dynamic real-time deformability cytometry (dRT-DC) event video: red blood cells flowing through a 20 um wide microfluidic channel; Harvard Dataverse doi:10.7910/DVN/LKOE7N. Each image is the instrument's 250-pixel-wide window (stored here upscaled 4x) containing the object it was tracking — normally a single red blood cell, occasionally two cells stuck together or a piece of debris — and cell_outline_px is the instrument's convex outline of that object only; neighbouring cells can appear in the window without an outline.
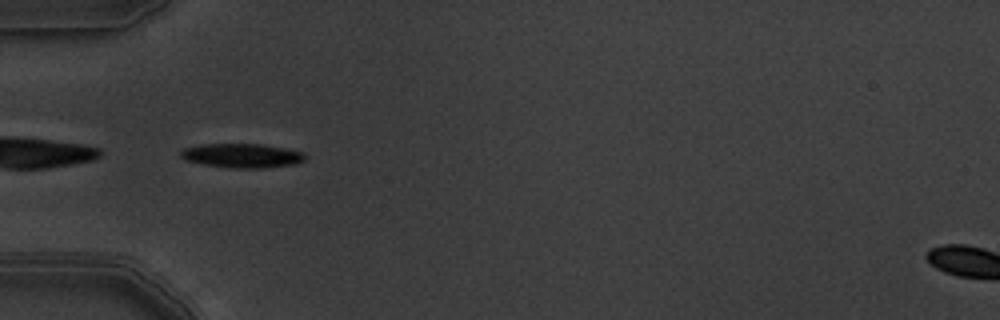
{"species": "common noctule bat (a hibernating species)", "species_latin": "Nyctalus noctula", "temperature_condition": "warm", "stored_images_in_passage": 4, "camera_frame_rate_fps": 3000, "um_per_image_px": 0.085, "animal": {"sex": "male", "body_mass_g": 19.5, "forearm_length_mm": 54.6}, "frame": {"image": 1, "passage_image": 3, "time_ms": 0.667, "image_size_px": [1000, 320], "cell_outline_px": [[304, 160], [296, 164], [264, 168], [228, 168], [204, 164], [184, 160], [180, 156], [180, 152], [184, 148], [200, 144], [260, 144], [304, 152]], "centroid_in_image_um": [20.53, 13.23], "position_along_channel_um": 64.5, "area_um2": 17.51}}